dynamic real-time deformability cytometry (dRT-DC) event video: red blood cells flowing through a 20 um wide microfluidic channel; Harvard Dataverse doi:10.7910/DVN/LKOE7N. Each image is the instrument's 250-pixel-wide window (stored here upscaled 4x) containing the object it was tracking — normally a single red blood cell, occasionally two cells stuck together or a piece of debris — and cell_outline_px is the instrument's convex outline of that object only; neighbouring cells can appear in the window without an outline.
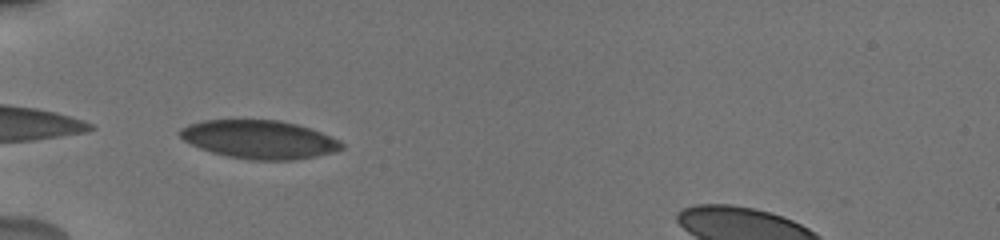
{"species": "human", "species_latin": "Homo sapiens", "temperature_condition": "cold", "stored_images_in_passage": 9, "camera_frame_rate_fps": 3000, "um_per_image_px": 0.085, "donor": {"sex": "male"}, "frame": {"image": 1, "passage_image": 1, "time_ms": 0.0, "image_size_px": [1000, 240], "cell_outline_px": [[344, 148], [336, 152], [316, 156], [292, 160], [248, 160], [228, 156], [212, 152], [200, 148], [184, 140], [180, 136], [180, 128], [188, 124], [204, 120], [280, 120], [296, 124], [320, 132], [340, 140], [344, 144]], "centroid_in_image_um": [22.06, 11.86], "position_along_channel_um": 62.9, "area_um2": 36.13}}
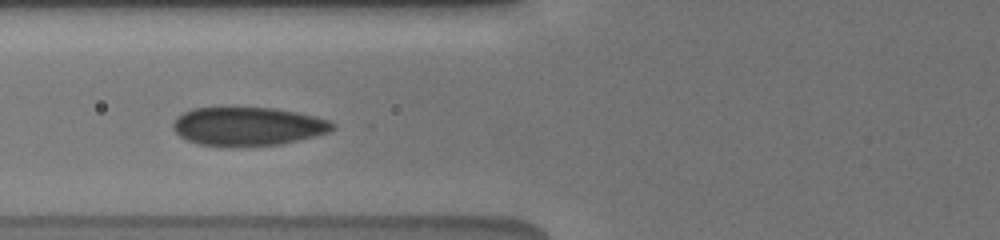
{"frame": {"image": 2, "passage_image": 4, "time_ms": 1.333, "image_size_px": [1000, 240], "cell_outline_px": [[336, 128], [328, 132], [280, 144], [232, 148], [200, 144], [188, 140], [180, 136], [172, 128], [172, 124], [176, 116], [192, 108], [272, 108], [296, 112], [316, 116], [328, 120], [336, 124]], "centroid_in_image_um": [21.04, 10.75], "position_along_channel_um": 104.8, "area_um2": 36.01}}
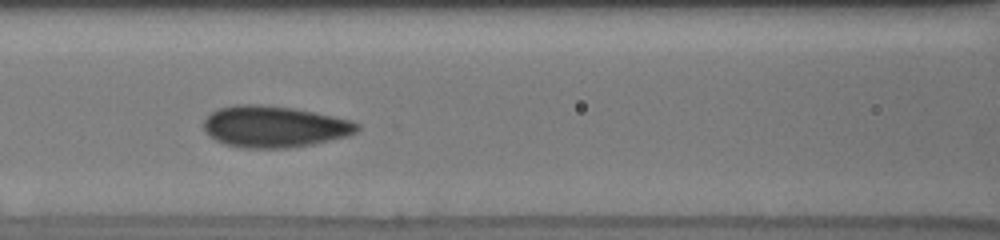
{"frame": {"image": 3, "passage_image": 6, "time_ms": 2.333, "image_size_px": [1000, 240], "cell_outline_px": [[360, 128], [356, 132], [348, 136], [312, 144], [288, 148], [244, 148], [224, 144], [216, 140], [204, 132], [204, 120], [212, 112], [220, 108], [232, 104], [260, 104], [292, 108], [316, 112], [352, 120], [360, 124]], "centroid_in_image_um": [23.32, 10.76], "position_along_channel_um": 143.3, "area_um2": 37.28}}